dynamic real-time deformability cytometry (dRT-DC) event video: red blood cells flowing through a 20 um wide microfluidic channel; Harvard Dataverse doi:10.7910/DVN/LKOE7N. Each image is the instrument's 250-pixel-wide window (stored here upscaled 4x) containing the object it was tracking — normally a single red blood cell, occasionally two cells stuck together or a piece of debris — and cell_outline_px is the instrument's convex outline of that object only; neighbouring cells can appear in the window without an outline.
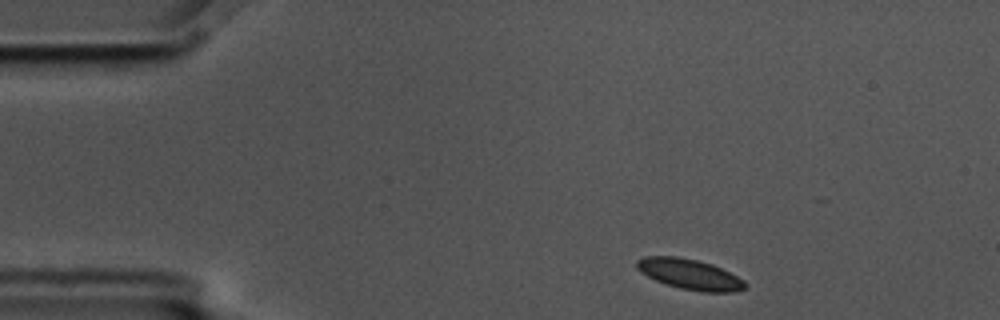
{"species": "common noctule bat (a hibernating species)", "species_latin": "Nyctalus noctula", "temperature_condition": "cold", "stored_images_in_passage": 2, "camera_frame_rate_fps": 3000, "um_per_image_px": 0.085, "animal": {"sex": "male", "body_mass_g": 17.5, "forearm_length_mm": 52.3}, "frame": {"image": 1, "passage_image": 1, "time_ms": 0.0, "image_size_px": [1000, 320], "cell_outline_px": [[748, 284], [744, 288], [736, 292], [704, 292], [680, 288], [656, 280], [640, 272], [636, 268], [636, 260], [644, 256], [676, 256], [696, 260], [712, 264], [744, 280]], "centroid_in_image_um": [58.61, 23.31], "position_along_channel_um": 26.4, "area_um2": 19.07}}